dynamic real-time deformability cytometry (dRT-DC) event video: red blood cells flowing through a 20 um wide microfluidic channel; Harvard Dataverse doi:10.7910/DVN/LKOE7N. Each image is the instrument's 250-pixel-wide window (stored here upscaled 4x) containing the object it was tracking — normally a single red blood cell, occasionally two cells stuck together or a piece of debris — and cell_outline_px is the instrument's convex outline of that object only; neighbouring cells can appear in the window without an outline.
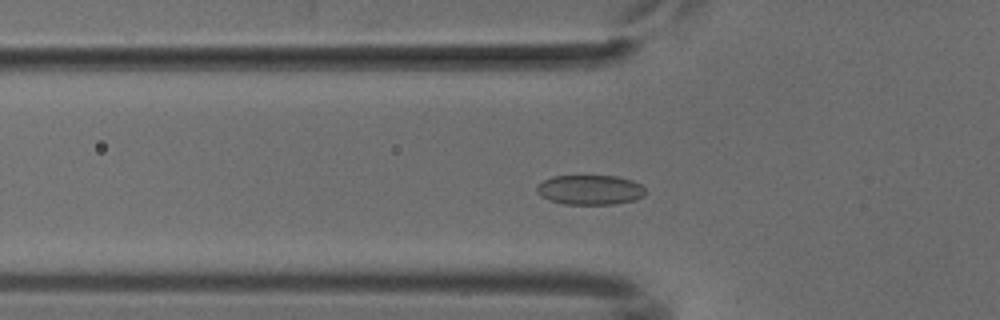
{"species": "common noctule bat (a hibernating species)", "species_latin": "Nyctalus noctula", "temperature_condition": "cold", "stored_images_in_passage": 51, "camera_frame_rate_fps": 3000, "um_per_image_px": 0.085, "animal": {"sex": "male", "body_mass_g": 18.8}, "frame": {"image": 1, "passage_image": 16, "time_ms": 5.0, "image_size_px": [1000, 320], "cell_outline_px": [[644, 196], [636, 200], [616, 204], [564, 204], [548, 200], [540, 196], [536, 192], [536, 188], [544, 180], [552, 176], [616, 176], [632, 180], [640, 184], [644, 188]], "centroid_in_image_um": [50.15, 16.14], "position_along_channel_um": 75.7, "area_um2": 18.9}}
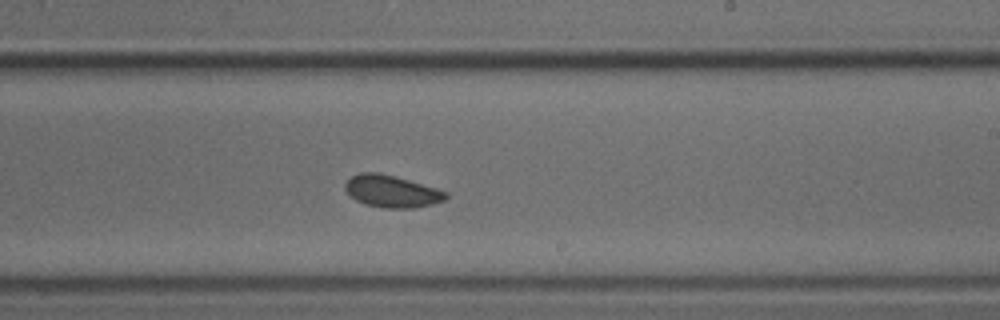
{"frame": {"image": 2, "passage_image": 30, "time_ms": 9.667, "image_size_px": [1000, 320], "cell_outline_px": [[448, 196], [444, 200], [432, 204], [412, 208], [384, 208], [364, 204], [356, 200], [344, 188], [344, 184], [352, 176], [360, 172], [380, 172], [436, 188], [448, 192]], "centroid_in_image_um": [33.29, 16.26], "position_along_channel_um": 255.7, "area_um2": 18.73}}
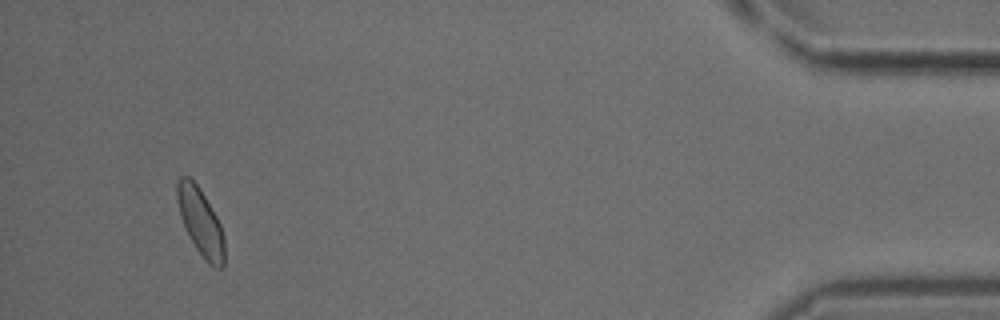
{"frame": {"image": 3, "passage_image": 48, "time_ms": 15.667, "image_size_px": [1000, 320], "cell_outline_px": [[224, 268], [216, 268], [208, 264], [204, 260], [188, 236], [180, 216], [176, 200], [176, 180], [180, 176], [188, 176], [196, 184], [204, 196], [216, 216], [220, 224], [224, 236]], "centroid_in_image_um": [17.03, 18.88], "position_along_channel_um": 418.2, "area_um2": 18.61}}